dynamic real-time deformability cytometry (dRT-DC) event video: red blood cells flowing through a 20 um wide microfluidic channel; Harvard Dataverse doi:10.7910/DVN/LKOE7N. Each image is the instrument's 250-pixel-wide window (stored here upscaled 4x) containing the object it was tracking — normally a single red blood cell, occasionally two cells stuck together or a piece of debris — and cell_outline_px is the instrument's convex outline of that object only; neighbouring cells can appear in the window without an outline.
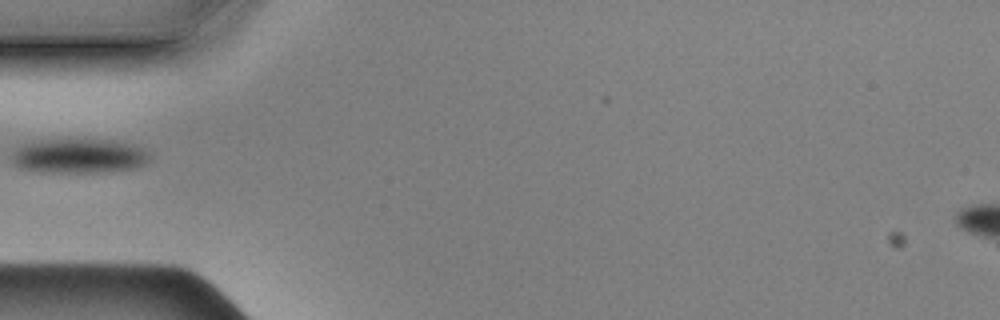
{"species": "Egyptian fruit bat (a non-hibernating species)", "species_latin": "Rousettus aegyptiacus", "temperature_condition": "cold", "stored_images_in_passage": 8, "camera_frame_rate_fps": 3000, "um_per_image_px": 0.085, "animal": {"sex": "male"}, "frame": {"image": 1, "passage_image": 1, "time_ms": 0.0, "image_size_px": [1000, 320], "cell_outline_px": [[148, 160], [144, 164], [136, 168], [108, 172], [40, 172], [20, 168], [12, 164], [12, 156], [20, 148], [28, 144], [40, 140], [112, 140], [132, 144], [144, 148], [148, 152]], "centroid_in_image_um": [6.76, 13.28], "position_along_channel_um": 78.2, "area_um2": 27.46}}